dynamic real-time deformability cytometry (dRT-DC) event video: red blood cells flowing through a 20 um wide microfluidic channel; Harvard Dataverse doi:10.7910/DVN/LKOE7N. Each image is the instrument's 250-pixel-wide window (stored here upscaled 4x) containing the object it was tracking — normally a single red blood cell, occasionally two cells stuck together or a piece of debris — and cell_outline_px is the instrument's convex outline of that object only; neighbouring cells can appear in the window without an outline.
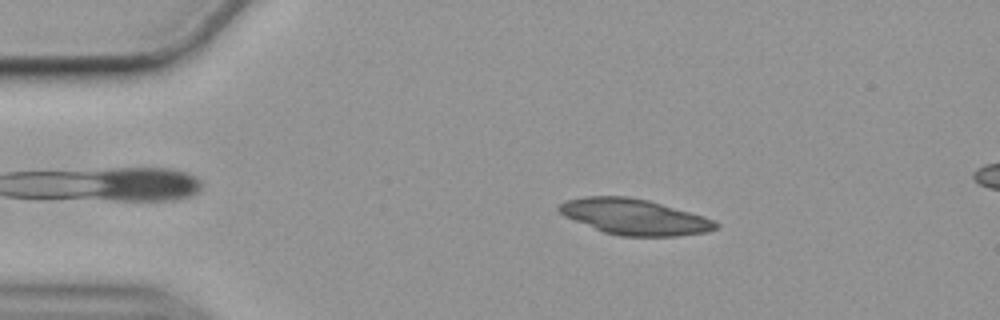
{"species": "common noctule bat (a hibernating species)", "species_latin": "Nyctalus noctula", "temperature_condition": "cold", "stored_images_in_passage": 55, "camera_frame_rate_fps": 3000, "um_per_image_px": 0.085, "animal": {"sex": "female", "body_mass_g": 19.9}, "frame": {"image": 1, "passage_image": 9, "time_ms": 2.667, "image_size_px": [1000, 320], "cell_outline_px": [[720, 224], [716, 228], [708, 232], [676, 236], [620, 236], [604, 232], [564, 216], [556, 208], [560, 204], [568, 200], [588, 196], [624, 196], [648, 200], [704, 216]], "centroid_in_image_um": [53.93, 18.43], "position_along_channel_um": 31.1, "area_um2": 32.31}}